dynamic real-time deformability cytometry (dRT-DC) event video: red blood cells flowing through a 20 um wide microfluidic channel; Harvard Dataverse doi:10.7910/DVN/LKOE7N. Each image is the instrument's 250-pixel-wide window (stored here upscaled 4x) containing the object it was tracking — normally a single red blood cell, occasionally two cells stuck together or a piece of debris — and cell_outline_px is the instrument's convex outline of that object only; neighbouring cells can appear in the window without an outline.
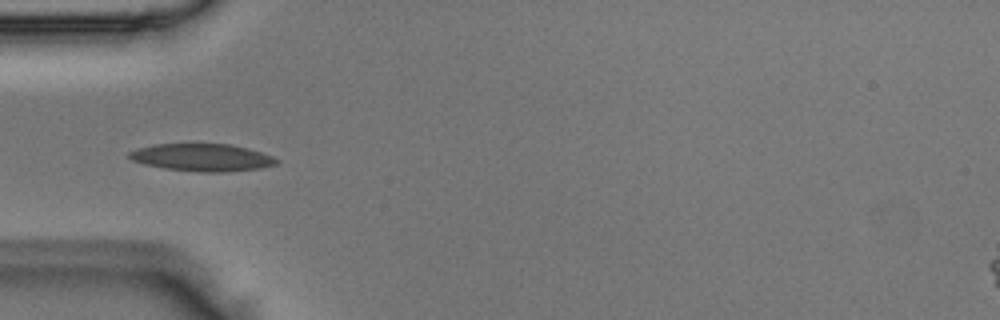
{"species": "Egyptian fruit bat (a non-hibernating species)", "species_latin": "Rousettus aegyptiacus", "temperature_condition": "room temperature", "stored_images_in_passage": 31, "camera_frame_rate_fps": 3000, "um_per_image_px": 0.085, "animal": {"sex": "male"}, "frame": {"image": 1, "passage_image": 1, "time_ms": 0.0, "image_size_px": [1000, 320], "cell_outline_px": [[280, 160], [276, 164], [260, 168], [228, 172], [200, 172], [164, 168], [144, 164], [132, 160], [128, 156], [128, 152], [140, 148], [156, 144], [232, 144], [248, 148], [272, 156]], "centroid_in_image_um": [17.2, 13.39], "position_along_channel_um": 67.8, "area_um2": 23.47}}
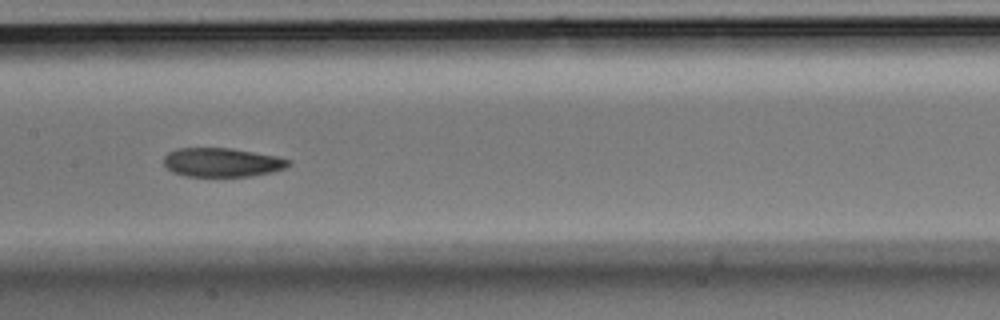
{"frame": {"image": 2, "passage_image": 10, "time_ms": 3.0, "image_size_px": [1000, 320], "cell_outline_px": [[288, 164], [284, 168], [272, 172], [252, 176], [188, 176], [172, 172], [164, 164], [164, 156], [168, 152], [176, 148], [232, 148], [276, 156], [288, 160]], "centroid_in_image_um": [18.82, 13.8], "position_along_channel_um": 188.6, "area_um2": 20.87}}
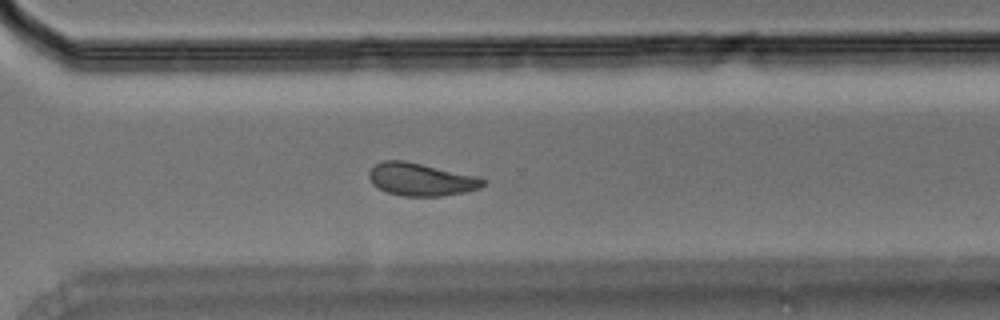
{"frame": {"image": 3, "passage_image": 21, "time_ms": 6.667, "image_size_px": [1000, 320], "cell_outline_px": [[488, 180], [480, 188], [464, 192], [440, 196], [404, 196], [384, 192], [372, 184], [368, 176], [368, 172], [376, 164], [384, 160], [404, 160], [476, 176]], "centroid_in_image_um": [35.76, 15.25], "position_along_channel_um": 334.8, "area_um2": 21.73}}